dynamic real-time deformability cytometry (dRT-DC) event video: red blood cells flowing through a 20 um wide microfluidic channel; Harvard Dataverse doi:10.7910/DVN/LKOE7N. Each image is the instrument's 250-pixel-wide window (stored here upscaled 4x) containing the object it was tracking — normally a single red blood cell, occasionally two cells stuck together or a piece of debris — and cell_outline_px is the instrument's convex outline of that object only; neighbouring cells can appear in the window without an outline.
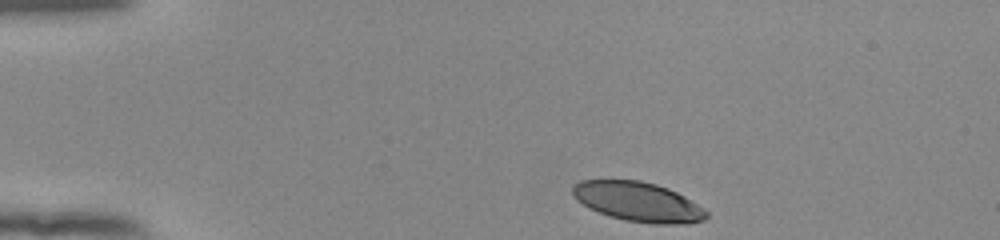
{"species": "human", "species_latin": "Homo sapiens", "temperature_condition": "room temperature", "stored_images_in_passage": 39, "camera_frame_rate_fps": 3000, "um_per_image_px": 0.085, "donor": {"sex": "female"}, "frame": {"image": 1, "passage_image": 1, "time_ms": 0.0, "image_size_px": [1000, 240], "cell_outline_px": [[708, 216], [704, 220], [684, 224], [652, 224], [624, 220], [588, 208], [576, 200], [572, 192], [572, 184], [580, 180], [640, 180], [656, 184], [668, 188], [684, 196], [704, 208], [708, 212]], "centroid_in_image_um": [54.23, 17.15], "position_along_channel_um": 30.8, "area_um2": 30.92}}
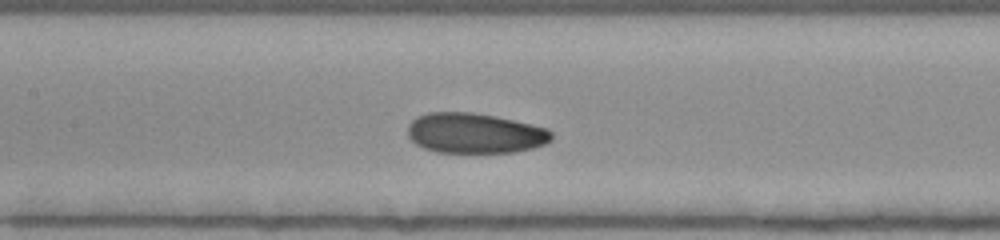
{"frame": {"image": 2, "passage_image": 17, "time_ms": 5.333, "image_size_px": [1000, 240], "cell_outline_px": [[552, 140], [544, 144], [532, 148], [516, 152], [436, 152], [424, 148], [416, 144], [408, 136], [408, 124], [416, 116], [428, 112], [472, 112], [532, 124], [548, 128], [552, 132]], "centroid_in_image_um": [40.35, 11.32], "position_along_channel_um": 167.1, "area_um2": 33.7}}
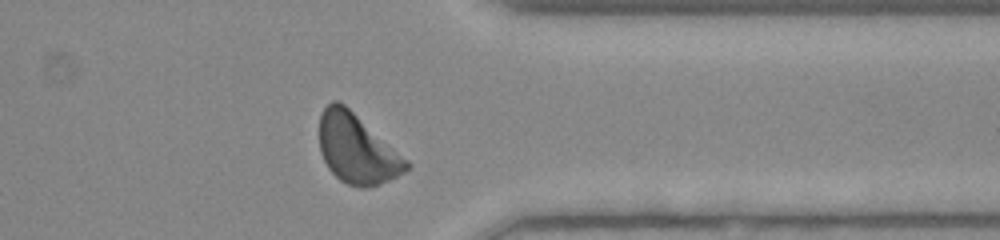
{"frame": {"image": 3, "passage_image": 34, "time_ms": 11.0, "image_size_px": [1000, 240], "cell_outline_px": [[412, 164], [404, 172], [388, 180], [364, 188], [360, 188], [348, 184], [340, 180], [328, 168], [320, 152], [320, 116], [324, 108], [332, 100], [340, 100], [408, 160]], "centroid_in_image_um": [30.32, 12.64], "position_along_channel_um": 381.1, "area_um2": 34.8}, "authors_computed_cell_mechanics": {"area_um2": 33.9286, "velocity_mm_per_s": 3.8675, "shape_relaxation_time_tau1_ms": 3.231, "shape_relaxation_time_tau2_ms": 6.8404, "deformation_change_tau1": 0.1261, "deformation_change_tau2": 0.1218}}